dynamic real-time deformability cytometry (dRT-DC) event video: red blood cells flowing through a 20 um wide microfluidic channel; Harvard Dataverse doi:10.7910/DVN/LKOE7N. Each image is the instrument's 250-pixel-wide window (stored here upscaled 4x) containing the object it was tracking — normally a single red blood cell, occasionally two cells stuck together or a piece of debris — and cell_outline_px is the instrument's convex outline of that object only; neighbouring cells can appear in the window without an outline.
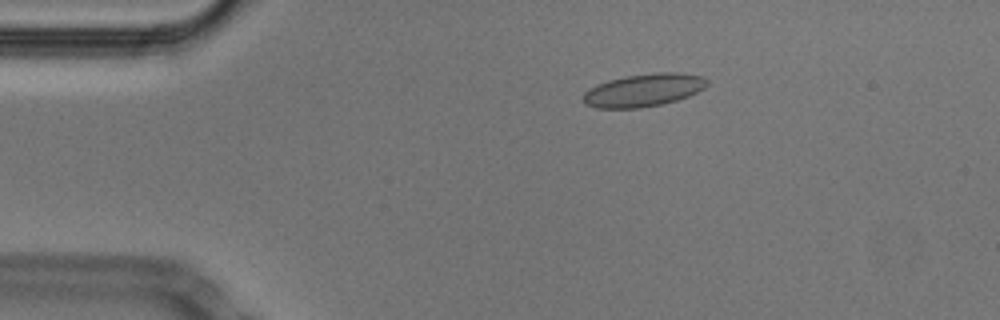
{"species": "Egyptian fruit bat (a non-hibernating species)", "species_latin": "Rousettus aegyptiacus", "temperature_condition": "cold", "stored_images_in_passage": 53, "camera_frame_rate_fps": 3000, "um_per_image_px": 0.085, "animal": {"sex": "male"}, "frame": {"image": 1, "passage_image": 10, "time_ms": 3.0, "image_size_px": [1000, 320], "cell_outline_px": [[708, 84], [704, 88], [688, 96], [676, 100], [660, 104], [640, 108], [596, 108], [584, 104], [584, 92], [596, 84], [608, 80], [628, 76], [656, 72], [676, 72], [704, 76], [708, 80]], "centroid_in_image_um": [54.71, 7.66], "position_along_channel_um": 30.3, "area_um2": 23.64}}
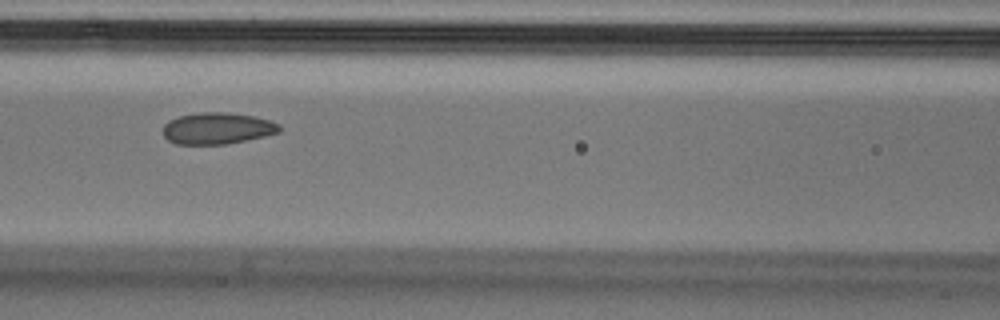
{"frame": {"image": 2, "passage_image": 23, "time_ms": 7.333, "image_size_px": [1000, 320], "cell_outline_px": [[280, 132], [264, 136], [224, 144], [176, 144], [168, 140], [164, 136], [164, 124], [168, 120], [180, 116], [200, 112], [228, 112], [252, 116], [268, 120], [280, 124]], "centroid_in_image_um": [18.45, 10.9], "position_along_channel_um": 148.1, "area_um2": 21.21}}
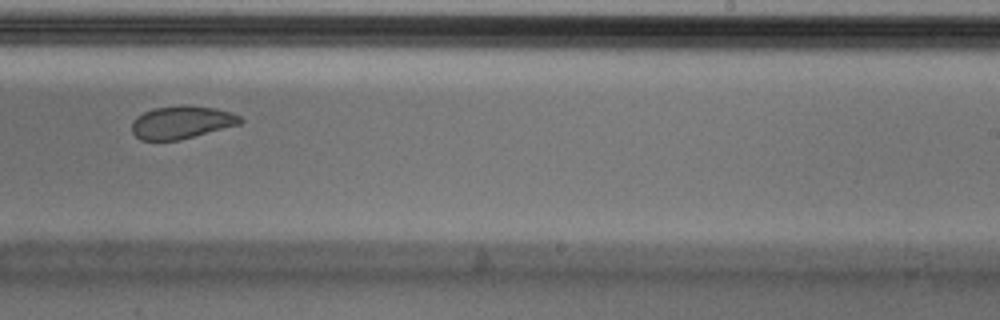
{"frame": {"image": 3, "passage_image": 33, "time_ms": 10.667, "image_size_px": [1000, 320], "cell_outline_px": [[244, 120], [240, 124], [180, 140], [140, 140], [132, 132], [132, 120], [136, 116], [152, 108], [180, 104], [216, 108], [232, 112], [240, 116]], "centroid_in_image_um": [15.43, 10.38], "position_along_channel_um": 273.6, "area_um2": 20.98}, "authors_computed_cell_mechanics": {"area_um2": 22.3108, "velocity_mm_per_s": 3.779, "shape_relaxation_time_tau1_ms": 3.3961, "shape_relaxation_time_tau2_ms": 1.1162, "deformation_change_tau1": 0.0837, "deformation_change_tau2": 0.0682}}